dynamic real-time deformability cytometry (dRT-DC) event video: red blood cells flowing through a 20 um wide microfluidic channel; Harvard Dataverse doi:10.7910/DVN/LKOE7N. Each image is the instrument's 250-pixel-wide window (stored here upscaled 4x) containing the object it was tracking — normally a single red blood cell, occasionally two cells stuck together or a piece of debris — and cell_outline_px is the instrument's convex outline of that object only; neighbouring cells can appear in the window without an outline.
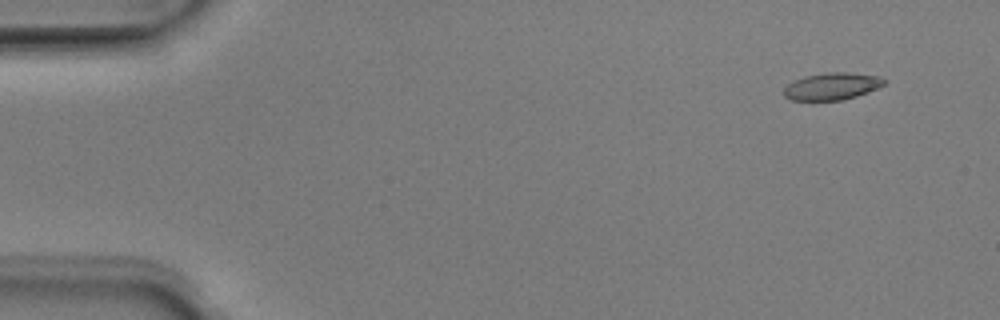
{"species": "Egyptian fruit bat (a non-hibernating species)", "species_latin": "Rousettus aegyptiacus", "temperature_condition": "room temperature", "stored_images_in_passage": 11, "camera_frame_rate_fps": 3000, "um_per_image_px": 0.085, "animal": {"sex": "male"}, "frame": {"image": 1, "passage_image": 5, "time_ms": 1.333, "image_size_px": [1000, 320], "cell_outline_px": [[884, 84], [864, 92], [852, 96], [836, 100], [796, 100], [788, 96], [784, 92], [800, 80], [812, 76], [868, 76], [884, 80]], "centroid_in_image_um": [70.7, 7.43], "position_along_channel_um": 14.3, "area_um2": 13.01}}